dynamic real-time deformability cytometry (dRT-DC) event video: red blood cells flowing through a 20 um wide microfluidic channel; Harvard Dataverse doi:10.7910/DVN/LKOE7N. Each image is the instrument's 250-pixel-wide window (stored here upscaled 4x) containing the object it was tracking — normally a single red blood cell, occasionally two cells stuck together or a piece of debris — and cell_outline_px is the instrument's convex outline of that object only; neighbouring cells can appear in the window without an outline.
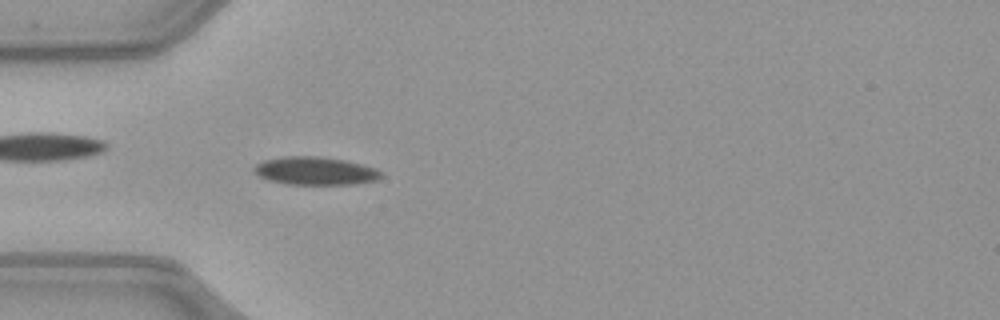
{"species": "common noctule bat (a hibernating species)", "species_latin": "Nyctalus noctula", "temperature_condition": "warm", "stored_images_in_passage": 47, "camera_frame_rate_fps": 3000, "um_per_image_px": 0.085, "animal": {"sex": "female", "body_mass_g": 21.9}, "frame": {"image": 1, "passage_image": 11, "time_ms": 3.333, "image_size_px": [1000, 320], "cell_outline_px": [[384, 176], [376, 180], [352, 184], [288, 184], [268, 180], [260, 176], [252, 168], [256, 164], [264, 160], [284, 156], [320, 156], [344, 160], [376, 168], [384, 172]], "centroid_in_image_um": [26.82, 14.52], "position_along_channel_um": 58.2, "area_um2": 20.75}}
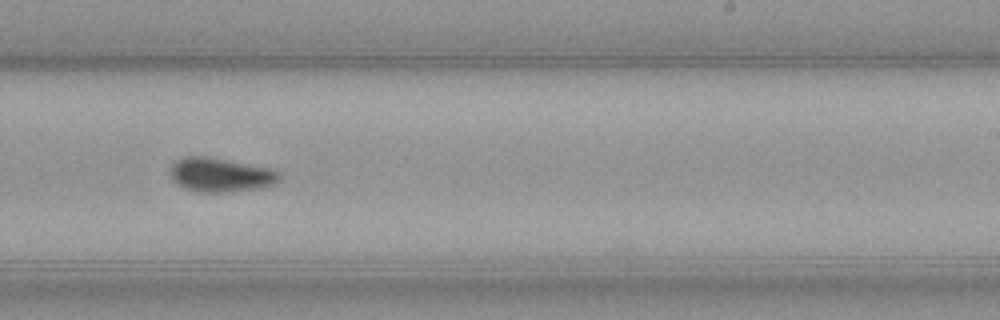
{"frame": {"image": 2, "passage_image": 27, "time_ms": 8.667, "image_size_px": [1000, 320], "cell_outline_px": [[280, 180], [276, 184], [260, 188], [232, 192], [196, 192], [184, 188], [176, 184], [172, 180], [172, 164], [176, 160], [184, 156], [208, 156], [272, 168], [280, 172]], "centroid_in_image_um": [18.78, 14.87], "position_along_channel_um": 270.2, "area_um2": 22.02}}
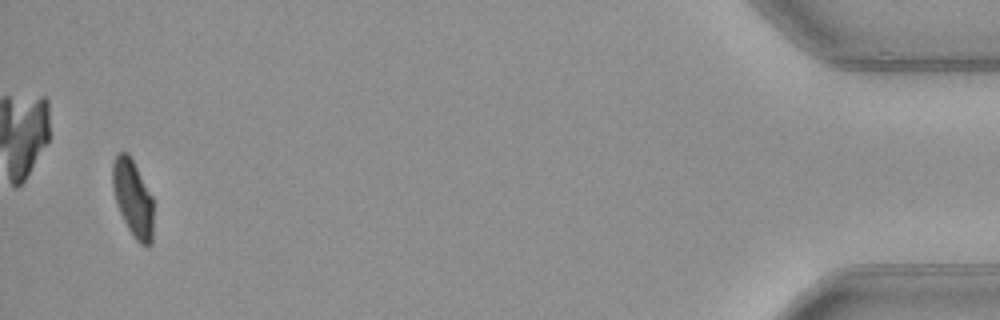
{"frame": {"image": 3, "passage_image": 45, "time_ms": 14.667, "image_size_px": [1000, 320], "cell_outline_px": [[152, 244], [148, 248], [144, 248], [132, 236], [116, 204], [112, 188], [112, 160], [120, 152], [128, 152], [152, 196]], "centroid_in_image_um": [11.28, 16.88], "position_along_channel_um": 423.9, "area_um2": 18.38}, "authors_computed_cell_mechanics": {"area_um2": 20.3456, "velocity_mm_per_s": 4.0326, "shape_relaxation_time_tau1_ms": 10.7597, "shape_relaxation_time_tau2_ms": null, "deformation_change_tau1": 0.2345, "deformation_change_tau2": null}}